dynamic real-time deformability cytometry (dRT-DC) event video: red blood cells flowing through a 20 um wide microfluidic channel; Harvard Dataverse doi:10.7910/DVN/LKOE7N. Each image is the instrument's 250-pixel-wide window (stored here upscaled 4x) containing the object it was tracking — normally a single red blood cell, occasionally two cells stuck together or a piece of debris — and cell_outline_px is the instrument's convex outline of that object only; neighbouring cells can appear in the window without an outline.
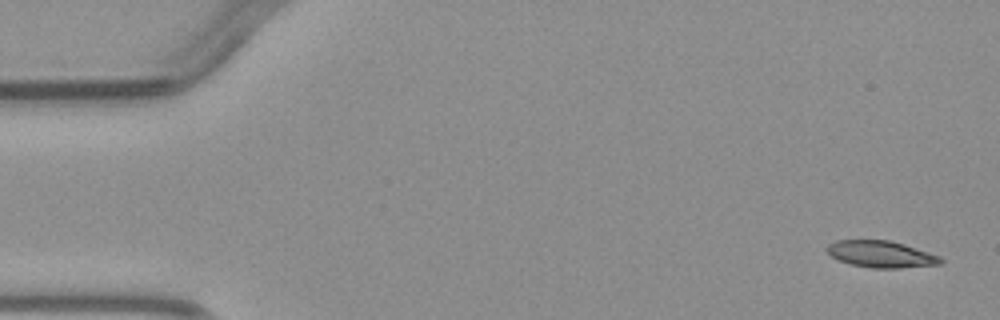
{"species": "common noctule bat (a hibernating species)", "species_latin": "Nyctalus noctula", "temperature_condition": "warm", "stored_images_in_passage": 4, "camera_frame_rate_fps": 3000, "um_per_image_px": 0.085, "animal": {"sex": "male", "body_mass_g": 23.1, "forearm_length_mm": 52.7}, "frame": {"image": 1, "passage_image": 1, "time_ms": 0.0, "image_size_px": [1000, 320], "cell_outline_px": [[944, 260], [940, 264], [900, 268], [868, 268], [848, 264], [832, 256], [824, 248], [828, 244], [836, 240], [888, 240], [904, 244], [940, 256]], "centroid_in_image_um": [74.86, 21.61], "position_along_channel_um": 10.1, "area_um2": 17.74}}
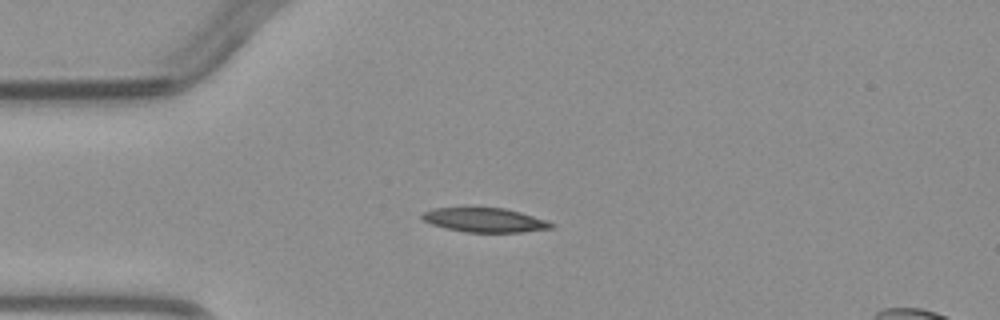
{"frame": {"image": 2, "passage_image": 4, "time_ms": 3.333, "image_size_px": [1000, 320], "cell_outline_px": [[556, 224], [552, 228], [520, 232], [464, 232], [444, 228], [432, 224], [424, 220], [420, 216], [424, 212], [432, 208], [464, 204], [468, 204], [504, 208], [520, 212]], "centroid_in_image_um": [41.09, 18.64], "position_along_channel_um": 43.9, "area_um2": 19.13}}